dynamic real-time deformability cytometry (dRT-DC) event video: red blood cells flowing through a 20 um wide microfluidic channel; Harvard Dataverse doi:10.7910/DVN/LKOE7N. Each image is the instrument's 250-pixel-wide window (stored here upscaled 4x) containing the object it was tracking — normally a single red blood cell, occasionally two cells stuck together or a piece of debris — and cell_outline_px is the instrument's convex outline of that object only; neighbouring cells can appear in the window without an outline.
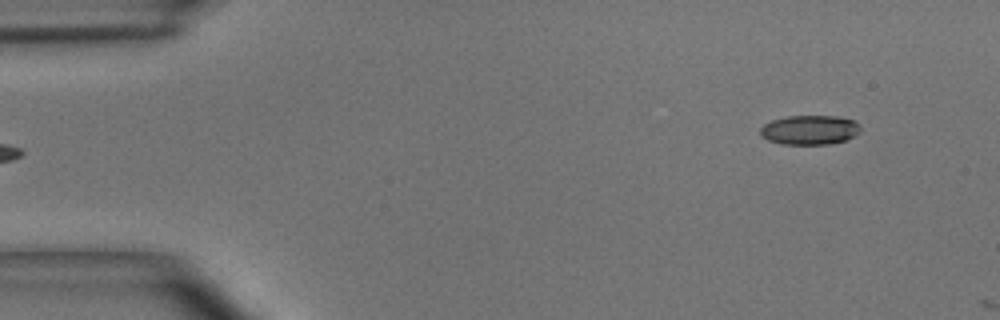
{"species": "common noctule bat (a hibernating species)", "species_latin": "Nyctalus noctula", "temperature_condition": "room temperature", "stored_images_in_passage": 4, "camera_frame_rate_fps": 3000, "um_per_image_px": 0.085, "animal": {"sex": "male", "body_mass_g": 15.6}, "frame": {"image": 1, "passage_image": 4, "time_ms": 1.0, "image_size_px": [1000, 320], "cell_outline_px": [[860, 132], [844, 140], [828, 144], [784, 144], [768, 140], [760, 136], [760, 128], [764, 124], [772, 120], [788, 116], [836, 116], [856, 120], [860, 124]], "centroid_in_image_um": [68.82, 11.03], "position_along_channel_um": 16.2, "area_um2": 17.17}}